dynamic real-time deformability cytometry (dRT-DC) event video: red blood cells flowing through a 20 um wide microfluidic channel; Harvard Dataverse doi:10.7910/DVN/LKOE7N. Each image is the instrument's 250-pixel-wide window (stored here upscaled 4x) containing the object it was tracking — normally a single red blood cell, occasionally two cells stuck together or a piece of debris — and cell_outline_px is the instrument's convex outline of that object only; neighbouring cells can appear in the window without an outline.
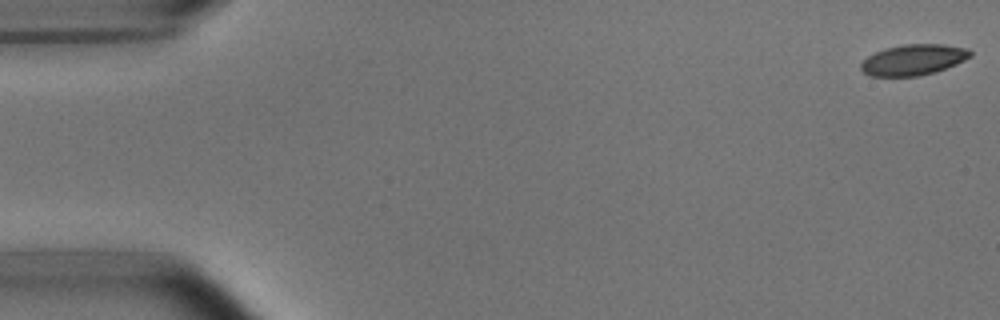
{"species": "common noctule bat (a hibernating species)", "species_latin": "Nyctalus noctula", "temperature_condition": "room temperature", "stored_images_in_passage": 53, "camera_frame_rate_fps": 3000, "um_per_image_px": 0.085, "animal": {"sex": "male", "body_mass_g": 15.6}, "frame": {"image": 1, "passage_image": 1, "time_ms": 0.0, "image_size_px": [1000, 320], "cell_outline_px": [[972, 56], [956, 64], [936, 72], [920, 76], [872, 76], [864, 72], [860, 68], [860, 64], [868, 56], [884, 48], [904, 44], [944, 44], [968, 48], [972, 52]], "centroid_in_image_um": [77.66, 5.08], "position_along_channel_um": 7.3, "area_um2": 19.71}}
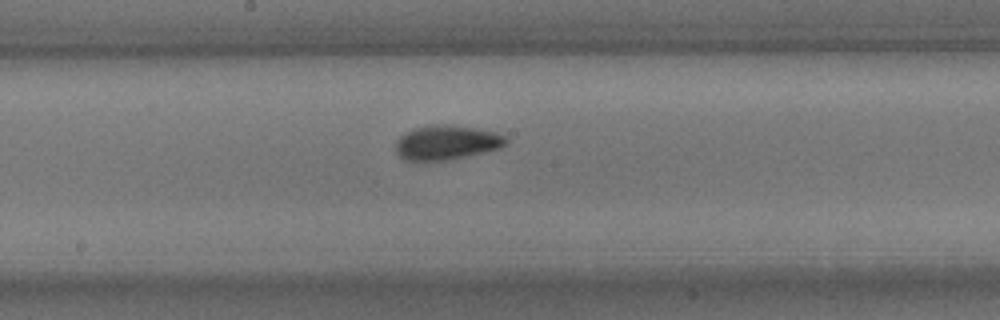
{"frame": {"image": 2, "passage_image": 28, "time_ms": 9.0, "image_size_px": [1000, 320], "cell_outline_px": [[508, 144], [500, 148], [484, 152], [448, 160], [404, 160], [396, 152], [396, 140], [404, 132], [412, 128], [428, 124], [444, 124], [472, 128], [496, 132], [504, 136], [508, 140]], "centroid_in_image_um": [37.94, 12.1], "position_along_channel_um": 210.3, "area_um2": 22.2}}
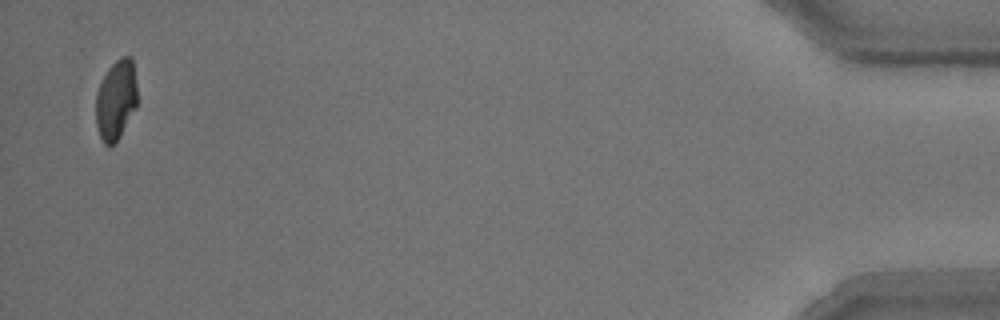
{"frame": {"image": 3, "passage_image": 52, "time_ms": 17.0, "image_size_px": [1000, 320], "cell_outline_px": [[136, 108], [120, 136], [108, 148], [104, 144], [100, 136], [96, 124], [96, 92], [108, 68], [120, 56], [132, 56], [136, 84]], "centroid_in_image_um": [9.85, 8.48], "position_along_channel_um": 425.3, "area_um2": 19.25}, "authors_computed_cell_mechanics": {"area_um2": 20.8658, "velocity_mm_per_s": 3.748, "shape_relaxation_time_tau1_ms": 2.5606, "shape_relaxation_time_tau2_ms": 1.2373, "deformation_change_tau1": 0.1084, "deformation_change_tau2": 0.0514}}